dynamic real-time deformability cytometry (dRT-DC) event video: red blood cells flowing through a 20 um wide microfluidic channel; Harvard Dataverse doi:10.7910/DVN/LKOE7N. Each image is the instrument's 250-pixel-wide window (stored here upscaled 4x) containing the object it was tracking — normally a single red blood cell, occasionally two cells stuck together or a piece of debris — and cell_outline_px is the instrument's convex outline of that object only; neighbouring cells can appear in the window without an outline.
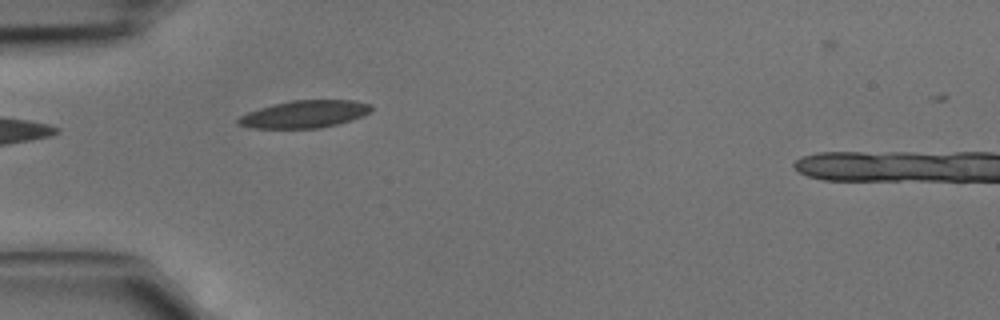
{"species": "common noctule bat (a hibernating species)", "species_latin": "Nyctalus noctula", "temperature_condition": "cold", "stored_images_in_passage": 5, "camera_frame_rate_fps": 3000, "um_per_image_px": 0.085, "animal": {"sex": "male", "body_mass_g": 15.6}, "frame": {"image": 1, "passage_image": 4, "time_ms": 1.0, "image_size_px": [1000, 320], "cell_outline_px": [[372, 112], [364, 116], [336, 124], [320, 128], [252, 128], [236, 124], [236, 120], [240, 116], [248, 112], [260, 108], [292, 100], [352, 100], [372, 104]], "centroid_in_image_um": [25.91, 9.7], "position_along_channel_um": 59.1, "area_um2": 21.21}}